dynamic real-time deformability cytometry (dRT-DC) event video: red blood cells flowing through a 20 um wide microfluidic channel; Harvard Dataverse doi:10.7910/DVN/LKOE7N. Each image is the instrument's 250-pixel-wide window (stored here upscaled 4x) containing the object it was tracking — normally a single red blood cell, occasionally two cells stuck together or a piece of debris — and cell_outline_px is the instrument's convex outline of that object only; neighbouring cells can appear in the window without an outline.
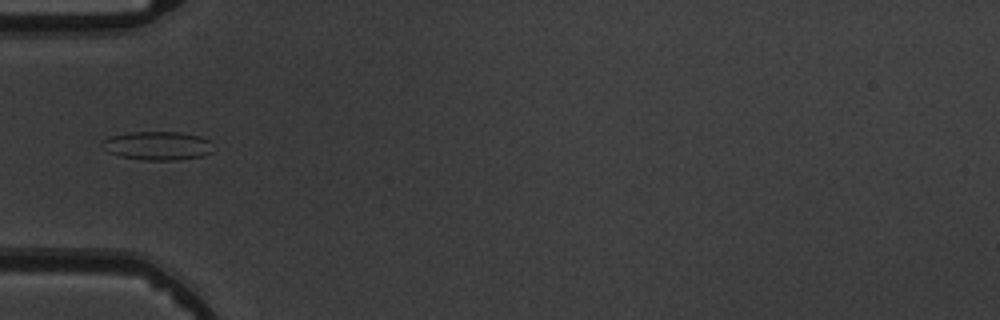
{"species": "common noctule bat (a hibernating species)", "species_latin": "Nyctalus noctula", "temperature_condition": "warm", "stored_images_in_passage": 6, "camera_frame_rate_fps": 3000, "um_per_image_px": 0.085, "animal": {"sex": "male", "body_mass_g": 19.5, "forearm_length_mm": 54.6}, "frame": {"image": 1, "passage_image": 5, "time_ms": 4.667, "image_size_px": [1000, 320], "cell_outline_px": [[216, 148], [212, 152], [204, 156], [176, 160], [144, 160], [120, 156], [108, 152], [100, 144], [108, 136], [128, 132], [180, 132], [200, 136], [208, 140]], "centroid_in_image_um": [13.41, 12.38], "position_along_channel_um": 71.6, "area_um2": 18.79}}
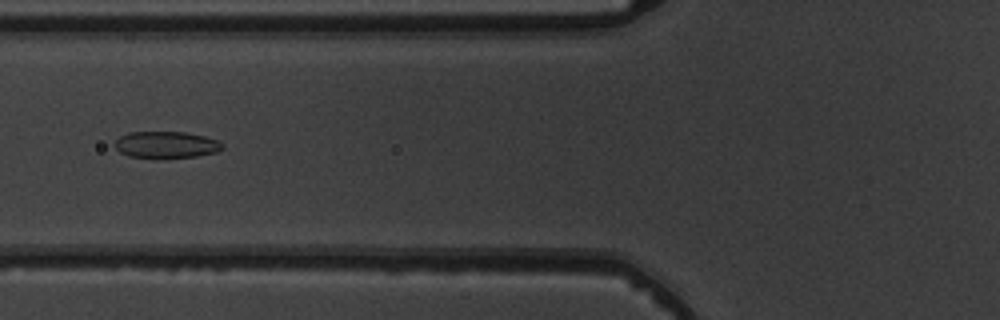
{"frame": {"image": 2, "passage_image": 6, "time_ms": 5.667, "image_size_px": [1000, 320], "cell_outline_px": [[224, 148], [216, 152], [196, 156], [160, 160], [156, 160], [128, 156], [120, 152], [116, 148], [116, 140], [120, 136], [128, 132], [188, 132], [204, 136], [216, 140], [224, 144]], "centroid_in_image_um": [14.12, 12.33], "position_along_channel_um": 111.7, "area_um2": 17.22}}